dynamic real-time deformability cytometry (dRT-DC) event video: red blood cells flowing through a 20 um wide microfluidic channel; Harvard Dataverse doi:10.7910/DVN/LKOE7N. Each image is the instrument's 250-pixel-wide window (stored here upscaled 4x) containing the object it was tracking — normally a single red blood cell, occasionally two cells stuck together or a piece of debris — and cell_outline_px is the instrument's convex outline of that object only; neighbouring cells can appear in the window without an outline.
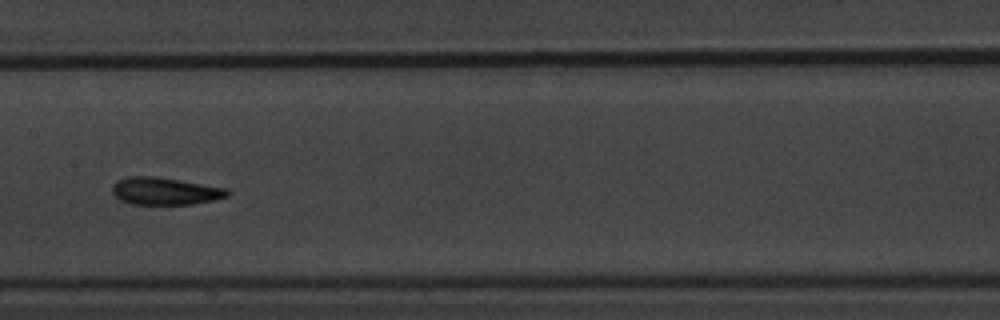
{"species": "common noctule bat (a hibernating species)", "species_latin": "Nyctalus noctula", "temperature_condition": "warm", "stored_images_in_passage": 13, "camera_frame_rate_fps": 3000, "um_per_image_px": 0.085, "animal": {"sex": "male", "body_mass_g": 20.1, "forearm_length_mm": 53.5}, "frame": {"image": 1, "passage_image": 6, "time_ms": 6.0, "image_size_px": [1000, 320], "cell_outline_px": [[232, 192], [228, 196], [216, 200], [192, 204], [132, 204], [120, 200], [112, 192], [112, 184], [116, 180], [128, 176], [156, 176], [228, 188]], "centroid_in_image_um": [14.05, 16.24], "position_along_channel_um": 193.4, "area_um2": 18.61}}
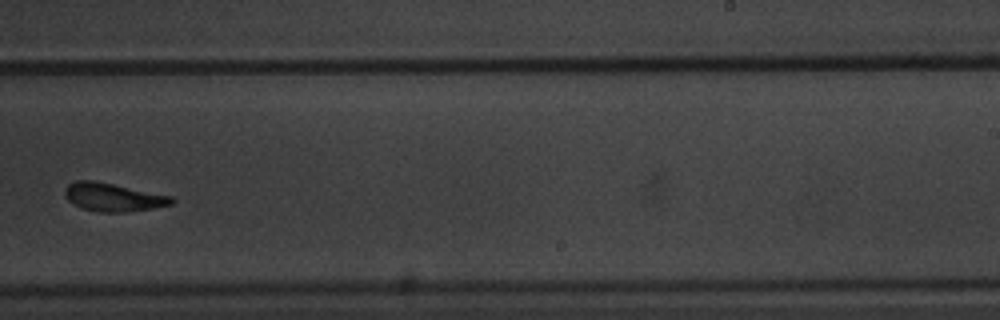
{"frame": {"image": 2, "passage_image": 8, "time_ms": 8.333, "image_size_px": [1000, 320], "cell_outline_px": [[176, 200], [172, 204], [152, 208], [124, 212], [100, 212], [84, 208], [72, 204], [64, 196], [64, 188], [68, 184], [76, 180], [92, 180], [172, 196]], "centroid_in_image_um": [9.58, 16.76], "position_along_channel_um": 279.4, "area_um2": 17.46}}
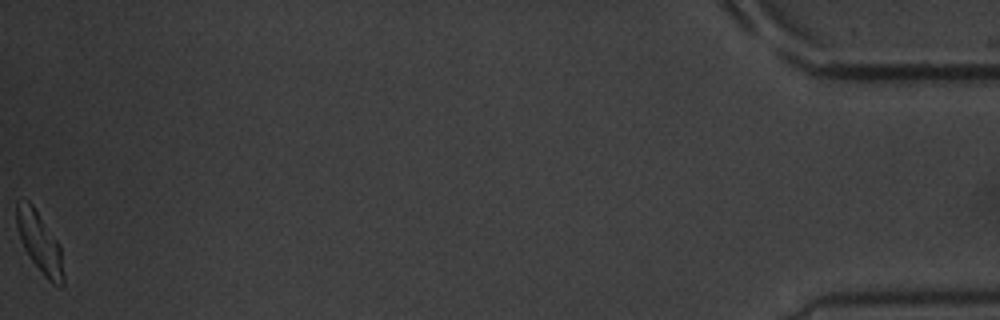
{"frame": {"image": 3, "passage_image": 13, "time_ms": 15.0, "image_size_px": [1000, 320], "cell_outline_px": [[64, 284], [60, 288], [52, 284], [44, 276], [28, 256], [20, 240], [16, 224], [16, 200], [28, 200], [32, 204], [60, 244], [64, 276]], "centroid_in_image_um": [3.37, 20.63], "position_along_channel_um": 431.8, "area_um2": 16.76}, "authors_computed_cell_mechanics": {"area_um2": 17.6868, "velocity_mm_per_s": 3.696, "shape_relaxation_time_tau1_ms": 2.9339, "shape_relaxation_time_tau2_ms": 1.7234, "deformation_change_tau1": 0.1684, "deformation_change_tau2": 0.1094}}